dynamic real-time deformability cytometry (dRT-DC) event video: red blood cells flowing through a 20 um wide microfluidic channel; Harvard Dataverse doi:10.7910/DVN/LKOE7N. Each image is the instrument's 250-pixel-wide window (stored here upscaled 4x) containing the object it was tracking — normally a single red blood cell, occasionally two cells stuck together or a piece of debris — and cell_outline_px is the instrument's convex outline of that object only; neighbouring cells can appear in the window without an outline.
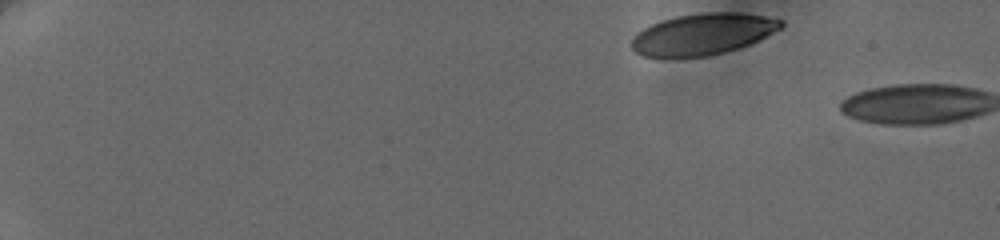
{"species": "human", "species_latin": "Homo sapiens", "temperature_condition": "cold", "stored_images_in_passage": 2, "camera_frame_rate_fps": 3000, "um_per_image_px": 0.085, "donor": {"sex": "female"}, "frame": {"image": 1, "passage_image": 1, "time_ms": 0.0, "image_size_px": [1000, 240], "cell_outline_px": [[784, 24], [780, 28], [740, 48], [708, 56], [644, 56], [636, 52], [632, 48], [632, 36], [636, 32], [660, 20], [676, 16], [700, 12], [740, 12], [764, 16], [784, 20]], "centroid_in_image_um": [59.72, 2.88], "position_along_channel_um": 25.3, "area_um2": 35.72}}